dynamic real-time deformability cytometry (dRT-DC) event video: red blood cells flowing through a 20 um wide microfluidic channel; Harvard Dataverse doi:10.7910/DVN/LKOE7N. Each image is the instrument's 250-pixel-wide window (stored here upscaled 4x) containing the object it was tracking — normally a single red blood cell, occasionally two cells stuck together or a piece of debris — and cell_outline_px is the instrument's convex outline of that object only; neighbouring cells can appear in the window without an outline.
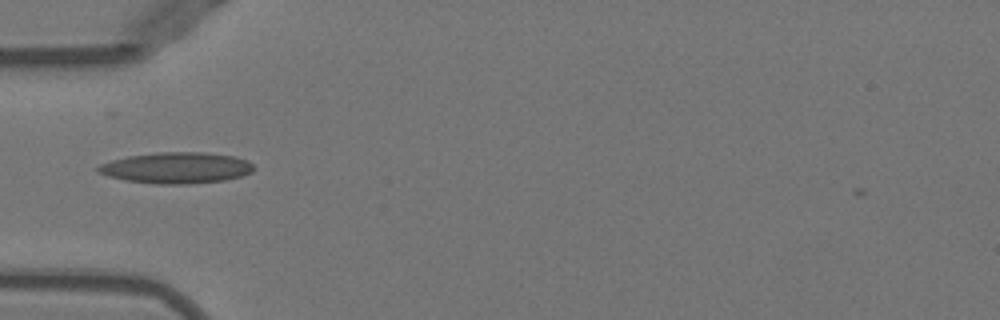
{"species": "Egyptian fruit bat (a non-hibernating species)", "species_latin": "Rousettus aegyptiacus", "temperature_condition": "warm", "stored_images_in_passage": 19, "camera_frame_rate_fps": 3000, "um_per_image_px": 0.085, "animal": {"sex": "female"}, "frame": {"image": 1, "passage_image": 1, "time_ms": 0.0, "image_size_px": [1000, 320], "cell_outline_px": [[252, 172], [240, 176], [224, 180], [192, 184], [156, 184], [124, 180], [108, 176], [96, 172], [96, 168], [100, 164], [112, 160], [128, 156], [156, 152], [204, 152], [232, 156], [248, 160], [252, 164]], "centroid_in_image_um": [14.96, 14.27], "position_along_channel_um": 70.0, "area_um2": 28.26}}
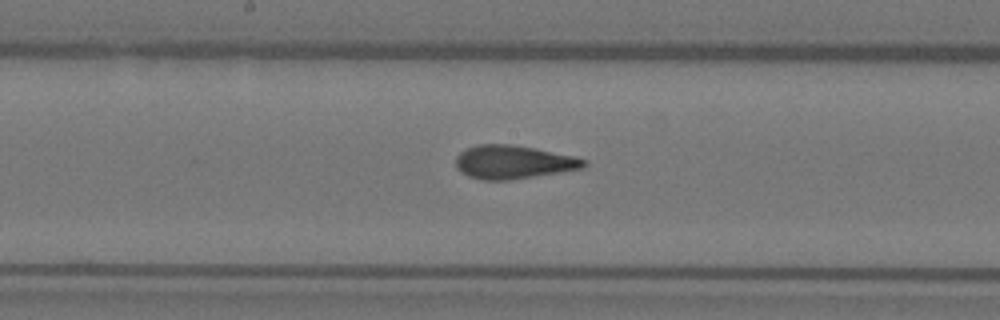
{"frame": {"image": 2, "passage_image": 11, "time_ms": 3.333, "image_size_px": [1000, 320], "cell_outline_px": [[588, 164], [580, 168], [560, 172], [508, 180], [480, 180], [468, 176], [460, 172], [456, 168], [456, 156], [460, 152], [476, 144], [512, 144], [576, 156], [588, 160]], "centroid_in_image_um": [43.61, 13.77], "position_along_channel_um": 204.6, "area_um2": 25.03}}
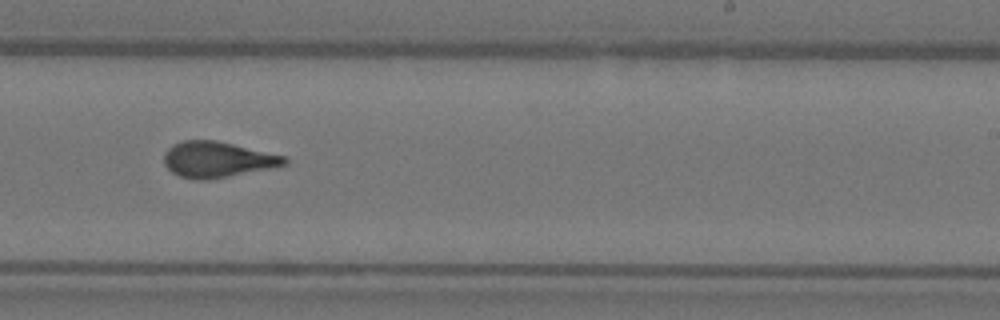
{"frame": {"image": 3, "passage_image": 16, "time_ms": 5.0, "image_size_px": [1000, 320], "cell_outline_px": [[288, 164], [208, 180], [200, 180], [180, 176], [172, 172], [164, 164], [164, 152], [172, 144], [184, 140], [216, 140], [288, 156]], "centroid_in_image_um": [18.48, 13.54], "position_along_channel_um": 270.5, "area_um2": 25.09}}